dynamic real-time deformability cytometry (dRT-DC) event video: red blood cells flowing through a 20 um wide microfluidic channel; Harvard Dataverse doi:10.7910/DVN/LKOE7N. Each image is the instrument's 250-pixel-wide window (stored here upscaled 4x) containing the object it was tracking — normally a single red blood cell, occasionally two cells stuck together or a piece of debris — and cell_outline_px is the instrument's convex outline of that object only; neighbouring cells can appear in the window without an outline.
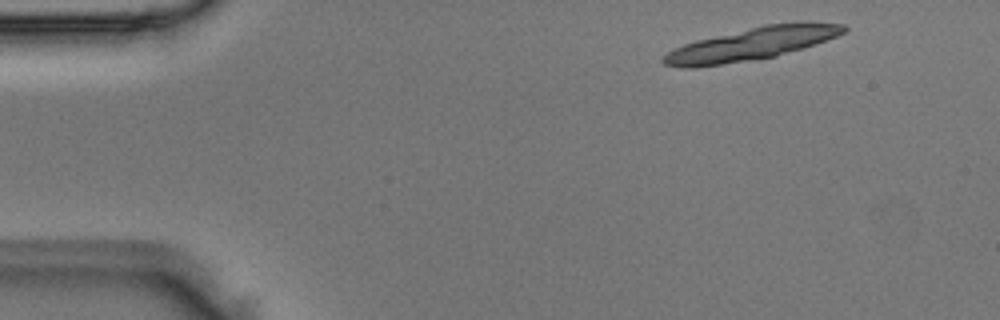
{"species": "Egyptian fruit bat (a non-hibernating species)", "species_latin": "Rousettus aegyptiacus", "temperature_condition": "room temperature", "stored_images_in_passage": 5, "segment_of_instrument_passage": [1, 2], "camera_frame_rate_fps": 3000, "um_per_image_px": 0.085, "animal": {"sex": "male"}, "frame": {"image": 1, "passage_image": 1, "time_ms": 0.0, "image_size_px": [1000, 320], "cell_outline_px": [[848, 28], [844, 32], [836, 36], [816, 44], [776, 56], [696, 68], [684, 68], [664, 64], [660, 60], [668, 52], [684, 44], [696, 40], [764, 24], [800, 20], [808, 20], [844, 24]], "centroid_in_image_um": [63.95, 3.7], "position_along_channel_um": 21.0, "area_um2": 34.62}}